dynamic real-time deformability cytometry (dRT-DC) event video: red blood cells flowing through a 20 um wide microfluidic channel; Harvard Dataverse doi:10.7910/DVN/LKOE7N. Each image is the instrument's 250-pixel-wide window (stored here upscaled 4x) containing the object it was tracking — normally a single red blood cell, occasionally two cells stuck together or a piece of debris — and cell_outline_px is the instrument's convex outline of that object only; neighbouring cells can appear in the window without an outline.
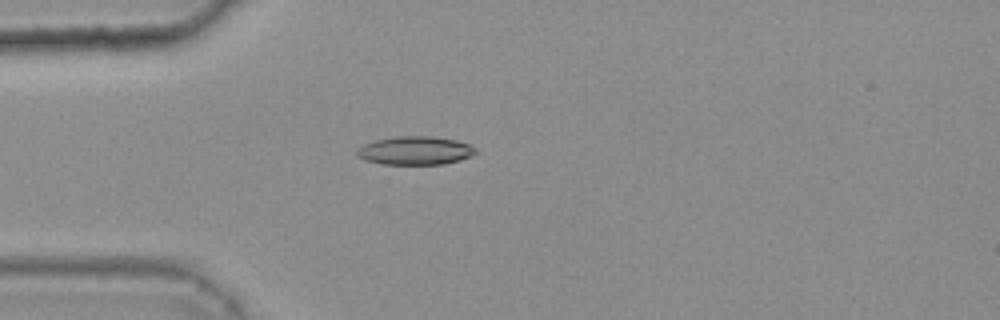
{"species": "common noctule bat (a hibernating species)", "species_latin": "Nyctalus noctula", "temperature_condition": "warm", "stored_images_in_passage": 33, "camera_frame_rate_fps": 3000, "um_per_image_px": 0.085, "animal": {"sex": "female", "body_mass_g": 25.1}, "frame": {"image": 1, "passage_image": 1, "time_ms": 0.0, "image_size_px": [1000, 320], "cell_outline_px": [[476, 152], [460, 160], [444, 164], [380, 164], [364, 160], [356, 156], [356, 152], [364, 144], [376, 140], [396, 136], [432, 136], [456, 140], [468, 144], [476, 148]], "centroid_in_image_um": [35.26, 12.8], "position_along_channel_um": 49.7, "area_um2": 19.59}}
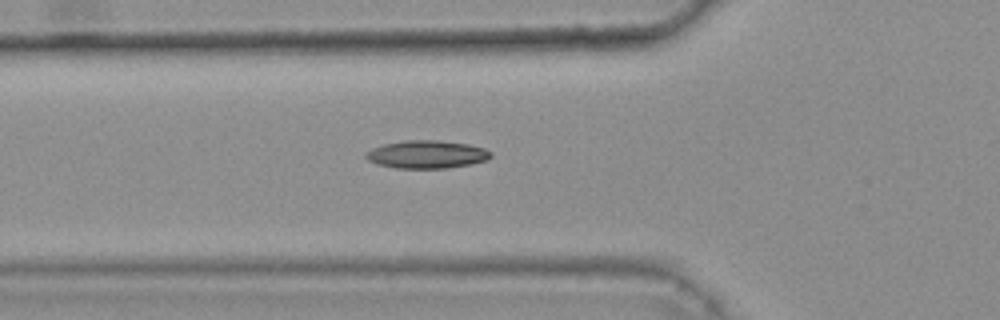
{"frame": {"image": 2, "passage_image": 5, "time_ms": 1.333, "image_size_px": [1000, 320], "cell_outline_px": [[492, 156], [484, 160], [472, 164], [444, 168], [396, 168], [376, 164], [368, 160], [364, 156], [372, 148], [384, 144], [404, 140], [436, 140], [468, 144], [484, 148], [492, 152]], "centroid_in_image_um": [36.26, 13.12], "position_along_channel_um": 89.5, "area_um2": 20.23}}
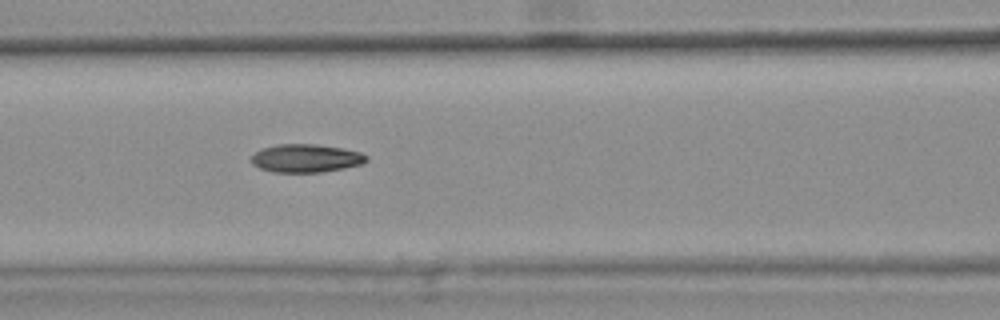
{"frame": {"image": 3, "passage_image": 9, "time_ms": 2.667, "image_size_px": [1000, 320], "cell_outline_px": [[368, 160], [364, 164], [324, 172], [272, 172], [260, 168], [252, 164], [252, 156], [260, 148], [276, 144], [316, 144], [344, 148], [360, 152], [368, 156]], "centroid_in_image_um": [26.03, 13.45], "position_along_channel_um": 140.6, "area_um2": 19.13}, "authors_computed_cell_mechanics": {"area_um2": 18.9584, "velocity_mm_per_s": 3.8009, "shape_relaxation_time_tau1_ms": null, "shape_relaxation_time_tau2_ms": 3.9453, "deformation_change_tau1": null, "deformation_change_tau2": 0.1037}}